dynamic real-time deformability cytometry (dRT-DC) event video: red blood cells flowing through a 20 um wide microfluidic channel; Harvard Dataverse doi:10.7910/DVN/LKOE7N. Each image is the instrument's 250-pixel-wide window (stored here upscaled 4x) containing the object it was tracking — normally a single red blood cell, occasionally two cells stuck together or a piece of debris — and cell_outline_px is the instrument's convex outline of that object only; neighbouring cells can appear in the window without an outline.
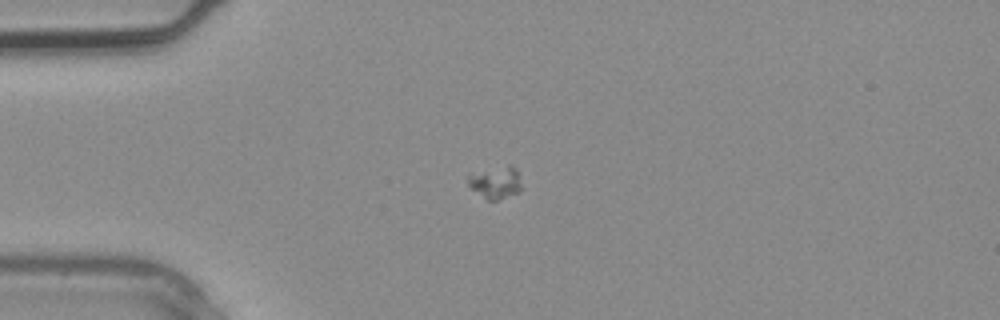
{"species": "common noctule bat (a hibernating species)", "species_latin": "Nyctalus noctula", "temperature_condition": "warm", "stored_images_in_passage": 2, "camera_frame_rate_fps": 3000, "um_per_image_px": 0.085, "animal": {"sex": "male", "body_mass_g": 20.4}, "frame": {"image": 1, "passage_image": 2, "time_ms": 0.333, "image_size_px": [1000, 320], "cell_outline_px": [[520, 192], [496, 200], [488, 200], [472, 188], [468, 184], [468, 172], [508, 164], [512, 164], [516, 168], [520, 184]], "centroid_in_image_um": [42.11, 15.45], "position_along_channel_um": 42.9, "area_um2": 10.17}}